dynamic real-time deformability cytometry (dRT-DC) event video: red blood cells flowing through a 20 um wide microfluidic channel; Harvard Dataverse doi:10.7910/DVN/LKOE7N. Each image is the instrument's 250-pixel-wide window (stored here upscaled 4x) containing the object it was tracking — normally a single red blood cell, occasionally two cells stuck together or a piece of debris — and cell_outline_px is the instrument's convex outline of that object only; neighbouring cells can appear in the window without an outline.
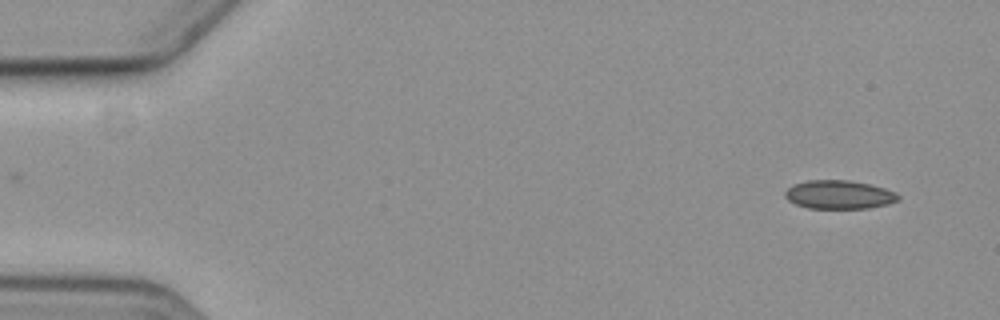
{"species": "common noctule bat (a hibernating species)", "species_latin": "Nyctalus noctula", "temperature_condition": "cold", "stored_images_in_passage": 4, "camera_frame_rate_fps": 3000, "um_per_image_px": 0.085, "animal": {"sex": "female", "body_mass_g": 19.3, "forearm_length_mm": 54.1}, "frame": {"image": 1, "passage_image": 1, "time_ms": 0.0, "image_size_px": [1000, 320], "cell_outline_px": [[900, 200], [888, 204], [868, 208], [808, 208], [796, 204], [788, 200], [784, 196], [784, 192], [792, 184], [808, 180], [848, 180], [872, 184], [896, 192], [900, 196]], "centroid_in_image_um": [71.33, 16.54], "position_along_channel_um": 13.7, "area_um2": 19.02}}